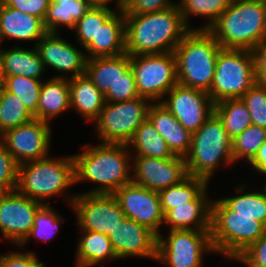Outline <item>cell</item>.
Returning a JSON list of instances; mask_svg holds the SVG:
<instances>
[{"label": "cell", "instance_id": "5b68a950", "mask_svg": "<svg viewBox=\"0 0 266 267\" xmlns=\"http://www.w3.org/2000/svg\"><path fill=\"white\" fill-rule=\"evenodd\" d=\"M75 183L73 155L52 158L47 156L19 164L16 190L44 205L53 197L61 196Z\"/></svg>", "mask_w": 266, "mask_h": 267}, {"label": "cell", "instance_id": "cb8c5ba5", "mask_svg": "<svg viewBox=\"0 0 266 267\" xmlns=\"http://www.w3.org/2000/svg\"><path fill=\"white\" fill-rule=\"evenodd\" d=\"M70 106L86 122H94L104 105V94L94 85L88 75L82 74L69 79Z\"/></svg>", "mask_w": 266, "mask_h": 267}, {"label": "cell", "instance_id": "7402d4cb", "mask_svg": "<svg viewBox=\"0 0 266 267\" xmlns=\"http://www.w3.org/2000/svg\"><path fill=\"white\" fill-rule=\"evenodd\" d=\"M86 58L113 57L126 53L125 16L116 10L98 29L84 48Z\"/></svg>", "mask_w": 266, "mask_h": 267}, {"label": "cell", "instance_id": "bcb514c9", "mask_svg": "<svg viewBox=\"0 0 266 267\" xmlns=\"http://www.w3.org/2000/svg\"><path fill=\"white\" fill-rule=\"evenodd\" d=\"M256 83L266 89V39L251 50Z\"/></svg>", "mask_w": 266, "mask_h": 267}, {"label": "cell", "instance_id": "8992f818", "mask_svg": "<svg viewBox=\"0 0 266 267\" xmlns=\"http://www.w3.org/2000/svg\"><path fill=\"white\" fill-rule=\"evenodd\" d=\"M266 232L252 216L237 215L220 198L211 204V242L215 253L235 260Z\"/></svg>", "mask_w": 266, "mask_h": 267}, {"label": "cell", "instance_id": "d4e9b609", "mask_svg": "<svg viewBox=\"0 0 266 267\" xmlns=\"http://www.w3.org/2000/svg\"><path fill=\"white\" fill-rule=\"evenodd\" d=\"M70 109L69 79L52 76L46 82L43 81L34 118L50 123Z\"/></svg>", "mask_w": 266, "mask_h": 267}, {"label": "cell", "instance_id": "4dcf8cb0", "mask_svg": "<svg viewBox=\"0 0 266 267\" xmlns=\"http://www.w3.org/2000/svg\"><path fill=\"white\" fill-rule=\"evenodd\" d=\"M214 113L222 121L232 140L252 124L250 112L241 98L224 99L215 103Z\"/></svg>", "mask_w": 266, "mask_h": 267}, {"label": "cell", "instance_id": "30bf717a", "mask_svg": "<svg viewBox=\"0 0 266 267\" xmlns=\"http://www.w3.org/2000/svg\"><path fill=\"white\" fill-rule=\"evenodd\" d=\"M136 89L140 97L152 103L161 102L178 84L174 52L150 55H130Z\"/></svg>", "mask_w": 266, "mask_h": 267}, {"label": "cell", "instance_id": "d6986e66", "mask_svg": "<svg viewBox=\"0 0 266 267\" xmlns=\"http://www.w3.org/2000/svg\"><path fill=\"white\" fill-rule=\"evenodd\" d=\"M112 248L118 258H157L158 236L147 227L127 217L110 234Z\"/></svg>", "mask_w": 266, "mask_h": 267}, {"label": "cell", "instance_id": "b9f144b4", "mask_svg": "<svg viewBox=\"0 0 266 267\" xmlns=\"http://www.w3.org/2000/svg\"><path fill=\"white\" fill-rule=\"evenodd\" d=\"M18 166L0 138V190L14 191L17 188Z\"/></svg>", "mask_w": 266, "mask_h": 267}, {"label": "cell", "instance_id": "6da1fadb", "mask_svg": "<svg viewBox=\"0 0 266 267\" xmlns=\"http://www.w3.org/2000/svg\"><path fill=\"white\" fill-rule=\"evenodd\" d=\"M124 16L126 53L129 55L174 52L190 31L179 5L159 12Z\"/></svg>", "mask_w": 266, "mask_h": 267}, {"label": "cell", "instance_id": "83f0119b", "mask_svg": "<svg viewBox=\"0 0 266 267\" xmlns=\"http://www.w3.org/2000/svg\"><path fill=\"white\" fill-rule=\"evenodd\" d=\"M129 67L130 55L124 53L113 57L87 59L85 73L94 85L105 94Z\"/></svg>", "mask_w": 266, "mask_h": 267}, {"label": "cell", "instance_id": "1f68e13d", "mask_svg": "<svg viewBox=\"0 0 266 267\" xmlns=\"http://www.w3.org/2000/svg\"><path fill=\"white\" fill-rule=\"evenodd\" d=\"M234 188L239 194L220 199L235 211V214L252 216L254 220L261 222L266 227V195L264 192L259 190L245 192L244 184H238Z\"/></svg>", "mask_w": 266, "mask_h": 267}, {"label": "cell", "instance_id": "4fadbf2b", "mask_svg": "<svg viewBox=\"0 0 266 267\" xmlns=\"http://www.w3.org/2000/svg\"><path fill=\"white\" fill-rule=\"evenodd\" d=\"M44 204L17 190L0 193V239L19 246L30 234L37 211Z\"/></svg>", "mask_w": 266, "mask_h": 267}, {"label": "cell", "instance_id": "d590c367", "mask_svg": "<svg viewBox=\"0 0 266 267\" xmlns=\"http://www.w3.org/2000/svg\"><path fill=\"white\" fill-rule=\"evenodd\" d=\"M266 142V128L251 124L232 140L234 163L246 160L247 164L256 156L259 147Z\"/></svg>", "mask_w": 266, "mask_h": 267}, {"label": "cell", "instance_id": "836d02e7", "mask_svg": "<svg viewBox=\"0 0 266 267\" xmlns=\"http://www.w3.org/2000/svg\"><path fill=\"white\" fill-rule=\"evenodd\" d=\"M185 24L190 30H208L233 0H177ZM190 16L208 19L202 27L191 28Z\"/></svg>", "mask_w": 266, "mask_h": 267}, {"label": "cell", "instance_id": "8fae6325", "mask_svg": "<svg viewBox=\"0 0 266 267\" xmlns=\"http://www.w3.org/2000/svg\"><path fill=\"white\" fill-rule=\"evenodd\" d=\"M215 251L210 231L168 230L157 239L156 261L165 267H202L205 253Z\"/></svg>", "mask_w": 266, "mask_h": 267}, {"label": "cell", "instance_id": "5bb4252c", "mask_svg": "<svg viewBox=\"0 0 266 267\" xmlns=\"http://www.w3.org/2000/svg\"><path fill=\"white\" fill-rule=\"evenodd\" d=\"M51 123L33 119L1 135L7 150L18 164L50 156Z\"/></svg>", "mask_w": 266, "mask_h": 267}, {"label": "cell", "instance_id": "484cf974", "mask_svg": "<svg viewBox=\"0 0 266 267\" xmlns=\"http://www.w3.org/2000/svg\"><path fill=\"white\" fill-rule=\"evenodd\" d=\"M12 47L0 48L5 76L18 75L42 80L46 69L36 46L32 50L18 45Z\"/></svg>", "mask_w": 266, "mask_h": 267}, {"label": "cell", "instance_id": "2e32d148", "mask_svg": "<svg viewBox=\"0 0 266 267\" xmlns=\"http://www.w3.org/2000/svg\"><path fill=\"white\" fill-rule=\"evenodd\" d=\"M189 176L184 157L175 155L167 159L132 156V182L159 192L179 184Z\"/></svg>", "mask_w": 266, "mask_h": 267}, {"label": "cell", "instance_id": "7c38bea8", "mask_svg": "<svg viewBox=\"0 0 266 267\" xmlns=\"http://www.w3.org/2000/svg\"><path fill=\"white\" fill-rule=\"evenodd\" d=\"M67 204L77 218L78 229L109 236L126 216L113 194L71 193L65 195Z\"/></svg>", "mask_w": 266, "mask_h": 267}, {"label": "cell", "instance_id": "7a4b0ae2", "mask_svg": "<svg viewBox=\"0 0 266 267\" xmlns=\"http://www.w3.org/2000/svg\"><path fill=\"white\" fill-rule=\"evenodd\" d=\"M81 149V153L73 155L75 183L94 182L98 186L84 194H113L132 182V152L126 144L88 143Z\"/></svg>", "mask_w": 266, "mask_h": 267}, {"label": "cell", "instance_id": "db71d44e", "mask_svg": "<svg viewBox=\"0 0 266 267\" xmlns=\"http://www.w3.org/2000/svg\"><path fill=\"white\" fill-rule=\"evenodd\" d=\"M263 192H264V194L266 195V182H265V184L263 185Z\"/></svg>", "mask_w": 266, "mask_h": 267}, {"label": "cell", "instance_id": "f35d334b", "mask_svg": "<svg viewBox=\"0 0 266 267\" xmlns=\"http://www.w3.org/2000/svg\"><path fill=\"white\" fill-rule=\"evenodd\" d=\"M43 80L25 76H6L4 88L17 96L34 115L37 112Z\"/></svg>", "mask_w": 266, "mask_h": 267}, {"label": "cell", "instance_id": "f1b7e54d", "mask_svg": "<svg viewBox=\"0 0 266 267\" xmlns=\"http://www.w3.org/2000/svg\"><path fill=\"white\" fill-rule=\"evenodd\" d=\"M91 7L87 0H50L43 25L50 33H59L62 27L73 29Z\"/></svg>", "mask_w": 266, "mask_h": 267}, {"label": "cell", "instance_id": "603a6c76", "mask_svg": "<svg viewBox=\"0 0 266 267\" xmlns=\"http://www.w3.org/2000/svg\"><path fill=\"white\" fill-rule=\"evenodd\" d=\"M148 119L164 138L172 153L185 158L190 151L192 133L186 130L161 102L150 105Z\"/></svg>", "mask_w": 266, "mask_h": 267}, {"label": "cell", "instance_id": "9c48e42d", "mask_svg": "<svg viewBox=\"0 0 266 267\" xmlns=\"http://www.w3.org/2000/svg\"><path fill=\"white\" fill-rule=\"evenodd\" d=\"M152 102L143 97L105 105L94 121L98 140L102 143L128 144L136 129L148 118Z\"/></svg>", "mask_w": 266, "mask_h": 267}, {"label": "cell", "instance_id": "c3c4849f", "mask_svg": "<svg viewBox=\"0 0 266 267\" xmlns=\"http://www.w3.org/2000/svg\"><path fill=\"white\" fill-rule=\"evenodd\" d=\"M257 173L266 176V142L263 143L256 154V156L248 163Z\"/></svg>", "mask_w": 266, "mask_h": 267}, {"label": "cell", "instance_id": "f6af8a7d", "mask_svg": "<svg viewBox=\"0 0 266 267\" xmlns=\"http://www.w3.org/2000/svg\"><path fill=\"white\" fill-rule=\"evenodd\" d=\"M7 6L24 12L28 15L37 16L42 19L45 17L50 0H2Z\"/></svg>", "mask_w": 266, "mask_h": 267}, {"label": "cell", "instance_id": "7bdbcfd3", "mask_svg": "<svg viewBox=\"0 0 266 267\" xmlns=\"http://www.w3.org/2000/svg\"><path fill=\"white\" fill-rule=\"evenodd\" d=\"M171 0H126L124 14H146L159 12L177 6L178 2Z\"/></svg>", "mask_w": 266, "mask_h": 267}, {"label": "cell", "instance_id": "e575fe53", "mask_svg": "<svg viewBox=\"0 0 266 267\" xmlns=\"http://www.w3.org/2000/svg\"><path fill=\"white\" fill-rule=\"evenodd\" d=\"M33 119L34 115L17 96L4 87L0 88V137L7 130Z\"/></svg>", "mask_w": 266, "mask_h": 267}, {"label": "cell", "instance_id": "74e56055", "mask_svg": "<svg viewBox=\"0 0 266 267\" xmlns=\"http://www.w3.org/2000/svg\"><path fill=\"white\" fill-rule=\"evenodd\" d=\"M116 11L112 7L92 6L85 15L76 22L72 32L75 31L78 45L83 49L96 37L99 27Z\"/></svg>", "mask_w": 266, "mask_h": 267}, {"label": "cell", "instance_id": "60d3db41", "mask_svg": "<svg viewBox=\"0 0 266 267\" xmlns=\"http://www.w3.org/2000/svg\"><path fill=\"white\" fill-rule=\"evenodd\" d=\"M104 96L105 101L110 103H119L140 97L136 89L134 74L130 67L120 75L113 86H110Z\"/></svg>", "mask_w": 266, "mask_h": 267}, {"label": "cell", "instance_id": "4316f807", "mask_svg": "<svg viewBox=\"0 0 266 267\" xmlns=\"http://www.w3.org/2000/svg\"><path fill=\"white\" fill-rule=\"evenodd\" d=\"M80 232L83 234L76 244V267H95L106 260H118L106 234L88 230Z\"/></svg>", "mask_w": 266, "mask_h": 267}, {"label": "cell", "instance_id": "44dd1931", "mask_svg": "<svg viewBox=\"0 0 266 267\" xmlns=\"http://www.w3.org/2000/svg\"><path fill=\"white\" fill-rule=\"evenodd\" d=\"M48 31L43 25V20L37 16L7 6L0 0V44L6 39L37 42Z\"/></svg>", "mask_w": 266, "mask_h": 267}, {"label": "cell", "instance_id": "e0dca14e", "mask_svg": "<svg viewBox=\"0 0 266 267\" xmlns=\"http://www.w3.org/2000/svg\"><path fill=\"white\" fill-rule=\"evenodd\" d=\"M113 195L128 219L141 224L157 236L164 222L158 192L139 186L133 182L123 185Z\"/></svg>", "mask_w": 266, "mask_h": 267}, {"label": "cell", "instance_id": "7dc6e473", "mask_svg": "<svg viewBox=\"0 0 266 267\" xmlns=\"http://www.w3.org/2000/svg\"><path fill=\"white\" fill-rule=\"evenodd\" d=\"M38 260L35 252H12L0 254V267H32Z\"/></svg>", "mask_w": 266, "mask_h": 267}, {"label": "cell", "instance_id": "52a82bcc", "mask_svg": "<svg viewBox=\"0 0 266 267\" xmlns=\"http://www.w3.org/2000/svg\"><path fill=\"white\" fill-rule=\"evenodd\" d=\"M185 161L190 176L203 178L208 183L218 167L234 164L232 139L215 113L192 133L191 147Z\"/></svg>", "mask_w": 266, "mask_h": 267}, {"label": "cell", "instance_id": "3957f363", "mask_svg": "<svg viewBox=\"0 0 266 267\" xmlns=\"http://www.w3.org/2000/svg\"><path fill=\"white\" fill-rule=\"evenodd\" d=\"M208 31L222 49L253 50L266 39V4L233 0Z\"/></svg>", "mask_w": 266, "mask_h": 267}, {"label": "cell", "instance_id": "ab89813d", "mask_svg": "<svg viewBox=\"0 0 266 267\" xmlns=\"http://www.w3.org/2000/svg\"><path fill=\"white\" fill-rule=\"evenodd\" d=\"M241 99L250 112L252 124L266 128V89L255 83Z\"/></svg>", "mask_w": 266, "mask_h": 267}, {"label": "cell", "instance_id": "f907efd6", "mask_svg": "<svg viewBox=\"0 0 266 267\" xmlns=\"http://www.w3.org/2000/svg\"><path fill=\"white\" fill-rule=\"evenodd\" d=\"M5 74H4V67H3V60L0 53V88L4 87L5 84Z\"/></svg>", "mask_w": 266, "mask_h": 267}, {"label": "cell", "instance_id": "d6a6232c", "mask_svg": "<svg viewBox=\"0 0 266 267\" xmlns=\"http://www.w3.org/2000/svg\"><path fill=\"white\" fill-rule=\"evenodd\" d=\"M208 185L209 183L205 179L189 175L179 184L171 185L159 191L163 214L165 215L169 210L193 201Z\"/></svg>", "mask_w": 266, "mask_h": 267}, {"label": "cell", "instance_id": "277c9868", "mask_svg": "<svg viewBox=\"0 0 266 267\" xmlns=\"http://www.w3.org/2000/svg\"><path fill=\"white\" fill-rule=\"evenodd\" d=\"M221 49L208 30H190L174 49L178 84L209 93Z\"/></svg>", "mask_w": 266, "mask_h": 267}, {"label": "cell", "instance_id": "8d00e7d4", "mask_svg": "<svg viewBox=\"0 0 266 267\" xmlns=\"http://www.w3.org/2000/svg\"><path fill=\"white\" fill-rule=\"evenodd\" d=\"M60 215L61 214H58V212L54 210L50 204L43 205L35 215L30 234L19 246L16 247H19L18 249H22L28 242H30L31 238L45 242L53 238V236H55V234L59 231L60 224L65 221L64 218H62V215Z\"/></svg>", "mask_w": 266, "mask_h": 267}, {"label": "cell", "instance_id": "f546056e", "mask_svg": "<svg viewBox=\"0 0 266 267\" xmlns=\"http://www.w3.org/2000/svg\"><path fill=\"white\" fill-rule=\"evenodd\" d=\"M127 146L129 149L134 150L132 156H147L159 159L175 156L148 118L136 129Z\"/></svg>", "mask_w": 266, "mask_h": 267}, {"label": "cell", "instance_id": "f5cc1de1", "mask_svg": "<svg viewBox=\"0 0 266 267\" xmlns=\"http://www.w3.org/2000/svg\"><path fill=\"white\" fill-rule=\"evenodd\" d=\"M251 1H256V2H258V3L266 4V0H251Z\"/></svg>", "mask_w": 266, "mask_h": 267}, {"label": "cell", "instance_id": "ba28073f", "mask_svg": "<svg viewBox=\"0 0 266 267\" xmlns=\"http://www.w3.org/2000/svg\"><path fill=\"white\" fill-rule=\"evenodd\" d=\"M251 50L221 49L217 55L211 100L241 98L255 83Z\"/></svg>", "mask_w": 266, "mask_h": 267}, {"label": "cell", "instance_id": "816d5d0a", "mask_svg": "<svg viewBox=\"0 0 266 267\" xmlns=\"http://www.w3.org/2000/svg\"><path fill=\"white\" fill-rule=\"evenodd\" d=\"M32 267H46L43 262H39V259L33 264Z\"/></svg>", "mask_w": 266, "mask_h": 267}, {"label": "cell", "instance_id": "9a60e30c", "mask_svg": "<svg viewBox=\"0 0 266 267\" xmlns=\"http://www.w3.org/2000/svg\"><path fill=\"white\" fill-rule=\"evenodd\" d=\"M161 103L191 133L196 132L208 120L215 107L209 93L180 84L175 85Z\"/></svg>", "mask_w": 266, "mask_h": 267}, {"label": "cell", "instance_id": "ffe728a7", "mask_svg": "<svg viewBox=\"0 0 266 267\" xmlns=\"http://www.w3.org/2000/svg\"><path fill=\"white\" fill-rule=\"evenodd\" d=\"M212 198L208 186L191 202L169 210L164 215L163 225L169 230L210 231Z\"/></svg>", "mask_w": 266, "mask_h": 267}, {"label": "cell", "instance_id": "ee69618b", "mask_svg": "<svg viewBox=\"0 0 266 267\" xmlns=\"http://www.w3.org/2000/svg\"><path fill=\"white\" fill-rule=\"evenodd\" d=\"M234 261L247 267H266V232Z\"/></svg>", "mask_w": 266, "mask_h": 267}, {"label": "cell", "instance_id": "ac0fdd59", "mask_svg": "<svg viewBox=\"0 0 266 267\" xmlns=\"http://www.w3.org/2000/svg\"><path fill=\"white\" fill-rule=\"evenodd\" d=\"M36 48L45 69L49 67L58 71L54 78L70 79L85 74L87 60L85 52L80 51L65 38H61L59 33L47 32L37 42Z\"/></svg>", "mask_w": 266, "mask_h": 267}, {"label": "cell", "instance_id": "681fc988", "mask_svg": "<svg viewBox=\"0 0 266 267\" xmlns=\"http://www.w3.org/2000/svg\"><path fill=\"white\" fill-rule=\"evenodd\" d=\"M94 7H109L110 2L115 3L116 10H123L126 0H87Z\"/></svg>", "mask_w": 266, "mask_h": 267}]
</instances>
